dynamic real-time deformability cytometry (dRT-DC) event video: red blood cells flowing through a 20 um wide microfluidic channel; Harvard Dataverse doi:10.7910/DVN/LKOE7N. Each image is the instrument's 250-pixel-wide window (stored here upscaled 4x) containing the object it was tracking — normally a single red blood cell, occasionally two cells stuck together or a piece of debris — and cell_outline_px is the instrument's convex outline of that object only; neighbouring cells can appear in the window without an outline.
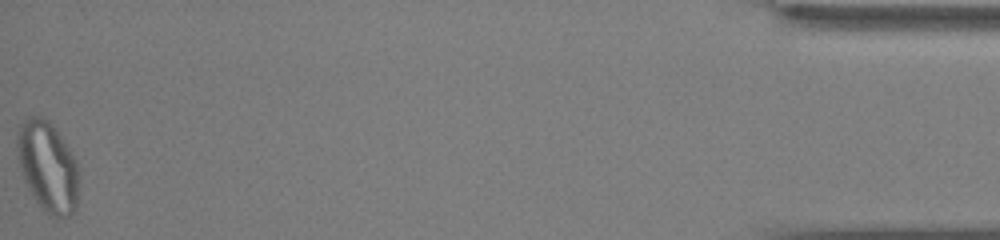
{"species": "common noctule bat (a hibernating species)", "species_latin": "Nyctalus noctula", "temperature_condition": "cold", "stored_images_in_passage": 44, "segment_of_instrument_passage": [2, 2], "camera_frame_rate_fps": 3000, "um_per_image_px": 0.085, "animal": {"sex": "male", "body_mass_g": 13.0, "forearm_length_mm": 53.1}, "frame": {"image": 1, "passage_image": 44, "time_ms": 14.333, "image_size_px": [1000, 240], "cell_outline_px": [[80, 176], [76, 208], [68, 216], [56, 220], [44, 212], [28, 188], [24, 180], [20, 164], [16, 144], [16, 136], [20, 124], [28, 116], [40, 116], [48, 120], [56, 128], [80, 168]], "centroid_in_image_um": [4.08, 14.19], "position_along_channel_um": 431.1, "area_um2": 32.89}}